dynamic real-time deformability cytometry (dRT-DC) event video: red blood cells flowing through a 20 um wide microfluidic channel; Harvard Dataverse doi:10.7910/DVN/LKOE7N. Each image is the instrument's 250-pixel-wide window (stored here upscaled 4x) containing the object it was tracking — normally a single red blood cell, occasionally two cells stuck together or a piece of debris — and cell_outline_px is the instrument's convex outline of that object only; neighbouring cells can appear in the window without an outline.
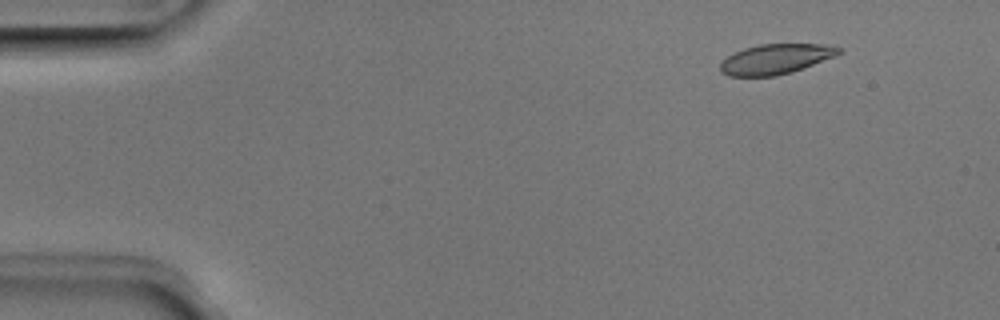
{"species": "Egyptian fruit bat (a non-hibernating species)", "species_latin": "Rousettus aegyptiacus", "temperature_condition": "room temperature", "stored_images_in_passage": 5, "camera_frame_rate_fps": 3000, "um_per_image_px": 0.085, "animal": {"sex": "male"}, "frame": {"image": 1, "passage_image": 2, "time_ms": 0.333, "image_size_px": [1000, 320], "cell_outline_px": [[840, 52], [836, 56], [792, 72], [776, 76], [728, 76], [720, 72], [720, 64], [728, 56], [744, 48], [760, 44], [820, 44], [840, 48]], "centroid_in_image_um": [65.91, 5.03], "position_along_channel_um": 19.1, "area_um2": 20.58}}
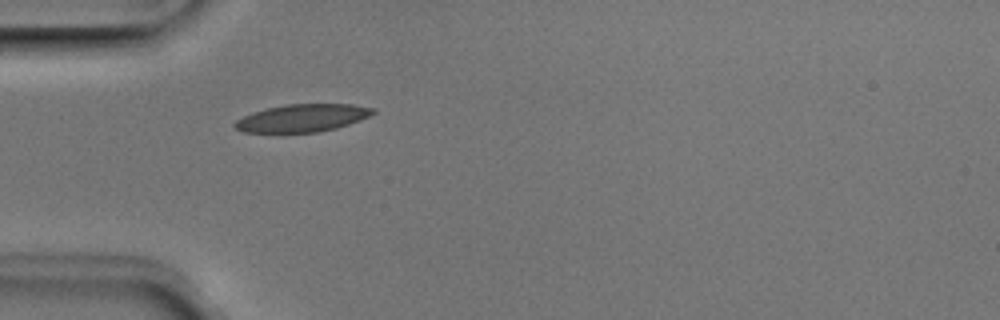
{"frame": {"image": 2, "passage_image": 5, "time_ms": 1.333, "image_size_px": [1000, 320], "cell_outline_px": [[376, 112], [360, 120], [336, 128], [320, 132], [244, 132], [236, 128], [232, 124], [236, 120], [252, 112], [268, 108], [288, 104], [352, 104], [376, 108]], "centroid_in_image_um": [25.72, 10.02], "position_along_channel_um": 59.3, "area_um2": 22.14}}